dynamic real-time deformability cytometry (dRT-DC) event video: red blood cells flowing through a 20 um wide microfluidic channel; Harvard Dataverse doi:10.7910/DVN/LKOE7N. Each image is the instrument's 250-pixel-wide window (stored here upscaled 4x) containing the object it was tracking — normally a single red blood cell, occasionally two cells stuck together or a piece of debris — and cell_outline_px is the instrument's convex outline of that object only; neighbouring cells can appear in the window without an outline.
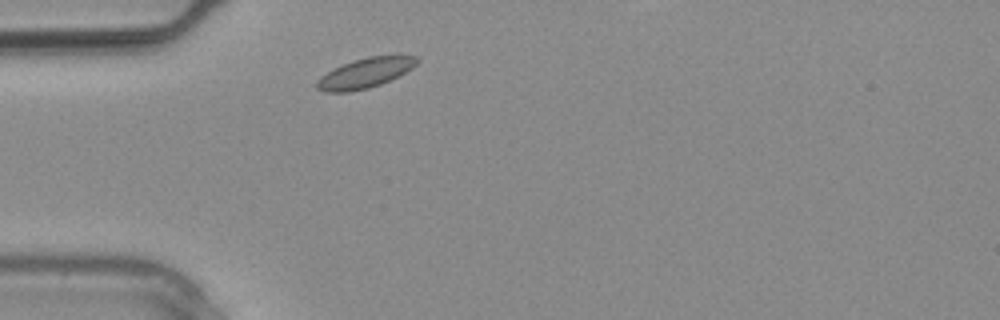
{"species": "common noctule bat (a hibernating species)", "species_latin": "Nyctalus noctula", "temperature_condition": "warm", "stored_images_in_passage": 2, "segment_of_instrument_passage": [1, 2], "camera_frame_rate_fps": 3000, "um_per_image_px": 0.085, "animal": {"sex": "male", "body_mass_g": 20.4}, "frame": {"image": 1, "passage_image": 1, "time_ms": 0.0, "image_size_px": [1000, 320], "cell_outline_px": [[420, 60], [412, 68], [380, 84], [368, 88], [348, 92], [324, 92], [316, 88], [316, 80], [320, 76], [352, 60], [368, 56], [416, 56]], "centroid_in_image_um": [31.0, 6.21], "position_along_channel_um": 54.0, "area_um2": 17.11}}